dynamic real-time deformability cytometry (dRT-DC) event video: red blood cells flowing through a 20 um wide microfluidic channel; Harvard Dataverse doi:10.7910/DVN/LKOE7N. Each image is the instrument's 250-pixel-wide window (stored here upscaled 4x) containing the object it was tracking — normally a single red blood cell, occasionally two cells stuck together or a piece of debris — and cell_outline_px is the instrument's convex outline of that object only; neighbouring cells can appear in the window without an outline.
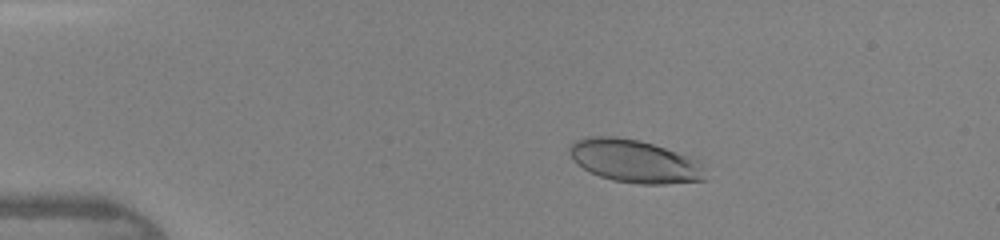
{"species": "human", "species_latin": "Homo sapiens", "temperature_condition": "warm", "stored_images_in_passage": 44, "camera_frame_rate_fps": 3000, "um_per_image_px": 0.085, "donor": {"sex": "female"}, "frame": {"image": 1, "passage_image": 8, "time_ms": 2.333, "image_size_px": [1000, 240], "cell_outline_px": [[704, 180], [664, 184], [640, 184], [612, 180], [600, 176], [584, 168], [568, 152], [568, 148], [576, 140], [588, 136], [616, 136], [636, 140], [652, 144], [688, 156], [696, 160], [700, 168]], "centroid_in_image_um": [53.88, 13.69], "position_along_channel_um": 31.1, "area_um2": 33.06}}
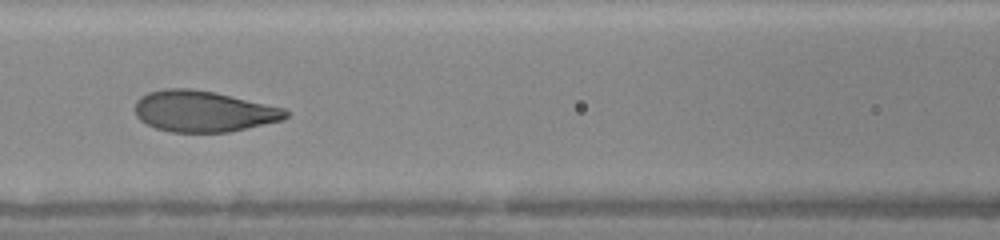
{"frame": {"image": 2, "passage_image": 20, "time_ms": 6.333, "image_size_px": [1000, 240], "cell_outline_px": [[288, 116], [284, 120], [228, 132], [172, 132], [156, 128], [140, 120], [136, 116], [136, 100], [140, 96], [148, 92], [164, 88], [192, 88], [216, 92], [284, 108], [288, 112]], "centroid_in_image_um": [17.28, 9.45], "position_along_channel_um": 149.3, "area_um2": 36.18}}
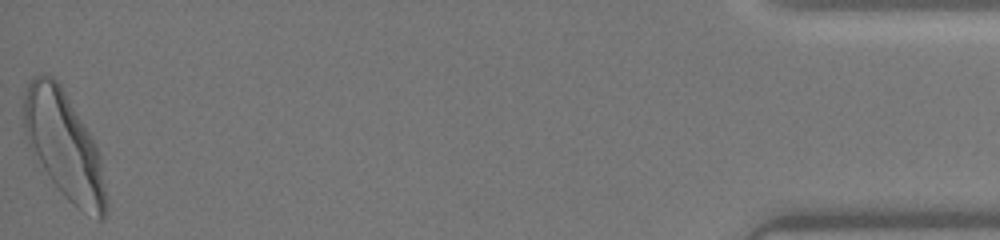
{"frame": {"image": 3, "passage_image": 44, "time_ms": 14.333, "image_size_px": [1000, 240], "cell_outline_px": [[108, 204], [104, 220], [96, 220], [72, 204], [64, 196], [52, 180], [28, 144], [24, 132], [24, 96], [28, 80], [32, 76], [40, 72], [44, 72], [52, 76], [60, 84], [96, 144], [100, 160]], "centroid_in_image_um": [5.44, 12.34], "position_along_channel_um": 429.8, "area_um2": 50.92}}